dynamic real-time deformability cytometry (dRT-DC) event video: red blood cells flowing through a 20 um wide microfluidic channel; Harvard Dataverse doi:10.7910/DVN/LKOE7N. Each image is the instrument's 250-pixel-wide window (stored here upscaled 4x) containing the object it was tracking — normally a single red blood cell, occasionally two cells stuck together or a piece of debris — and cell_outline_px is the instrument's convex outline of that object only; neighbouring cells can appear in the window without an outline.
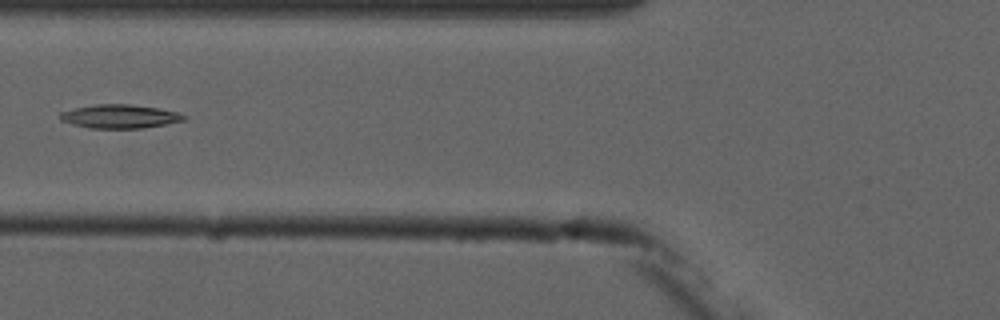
{"species": "common noctule bat (a hibernating species)", "species_latin": "Nyctalus noctula", "temperature_condition": "cold", "stored_images_in_passage": 6, "camera_frame_rate_fps": 3000, "um_per_image_px": 0.085, "animal": {"sex": "male", "forearm_length_mm": 52.5}, "frame": {"image": 1, "passage_image": 6, "time_ms": 5.667, "image_size_px": [1000, 320], "cell_outline_px": [[188, 116], [184, 120], [164, 124], [140, 128], [88, 128], [72, 124], [60, 120], [60, 112], [76, 108], [96, 104], [128, 104], [160, 108], [176, 112]], "centroid_in_image_um": [10.17, 9.89], "position_along_channel_um": 115.6, "area_um2": 16.94}}